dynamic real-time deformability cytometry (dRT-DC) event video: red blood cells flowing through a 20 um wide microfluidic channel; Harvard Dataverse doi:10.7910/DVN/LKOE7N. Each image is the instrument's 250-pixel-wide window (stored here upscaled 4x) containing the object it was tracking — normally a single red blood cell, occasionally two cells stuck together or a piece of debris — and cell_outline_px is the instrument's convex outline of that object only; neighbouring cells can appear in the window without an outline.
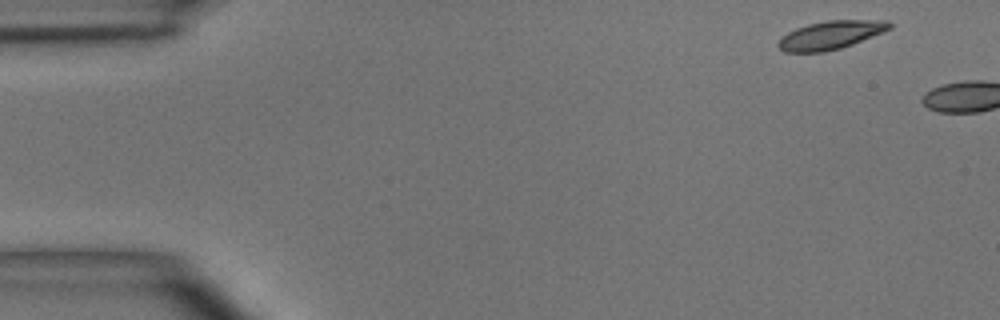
{"species": "common noctule bat (a hibernating species)", "species_latin": "Nyctalus noctula", "temperature_condition": "room temperature", "stored_images_in_passage": 2, "camera_frame_rate_fps": 3000, "um_per_image_px": 0.085, "animal": {"sex": "male", "body_mass_g": 15.6}, "frame": {"image": 1, "passage_image": 1, "time_ms": 0.0, "image_size_px": [1000, 320], "cell_outline_px": [[892, 28], [852, 44], [840, 48], [824, 52], [784, 52], [776, 44], [780, 36], [796, 28], [808, 24], [828, 20], [888, 20], [892, 24]], "centroid_in_image_um": [70.57, 2.98], "position_along_channel_um": 14.4, "area_um2": 18.38}}